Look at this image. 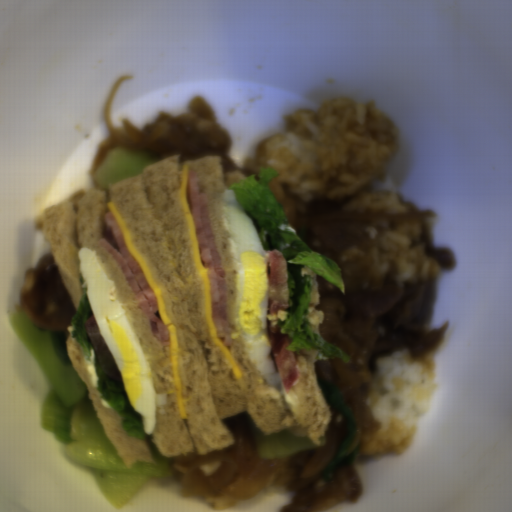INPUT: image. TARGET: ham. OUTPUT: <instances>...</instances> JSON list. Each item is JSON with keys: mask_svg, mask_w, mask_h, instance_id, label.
<instances>
[{"mask_svg": "<svg viewBox=\"0 0 512 512\" xmlns=\"http://www.w3.org/2000/svg\"><path fill=\"white\" fill-rule=\"evenodd\" d=\"M98 244L115 258L155 337L159 341H169L171 333L160 316L156 294L141 265L129 252L119 224L111 212L104 213L102 236Z\"/></svg>", "mask_w": 512, "mask_h": 512, "instance_id": "ham-2", "label": "ham"}, {"mask_svg": "<svg viewBox=\"0 0 512 512\" xmlns=\"http://www.w3.org/2000/svg\"><path fill=\"white\" fill-rule=\"evenodd\" d=\"M185 198L194 223L198 251L203 268L208 269L212 320L217 336L225 347L231 346L227 280L216 245L206 194L200 192L196 171L188 170Z\"/></svg>", "mask_w": 512, "mask_h": 512, "instance_id": "ham-1", "label": "ham"}]
</instances>
